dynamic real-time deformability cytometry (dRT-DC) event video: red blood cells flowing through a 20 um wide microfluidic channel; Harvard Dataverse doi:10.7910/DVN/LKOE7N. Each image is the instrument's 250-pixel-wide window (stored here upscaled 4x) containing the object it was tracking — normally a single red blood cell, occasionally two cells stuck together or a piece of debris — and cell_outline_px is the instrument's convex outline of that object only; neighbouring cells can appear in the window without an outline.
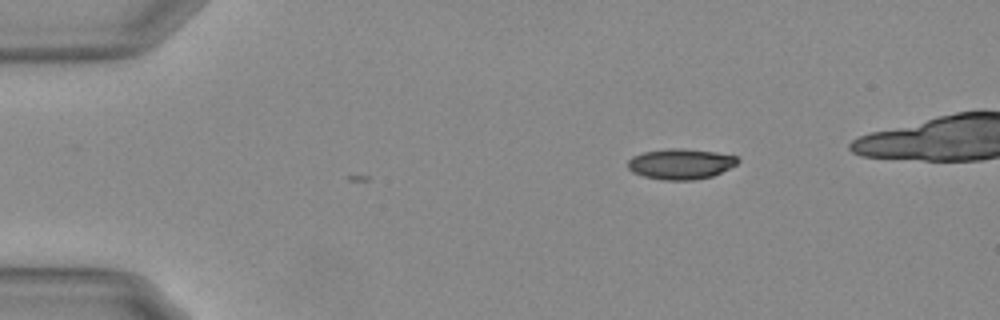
{"species": "Egyptian fruit bat (a non-hibernating species)", "species_latin": "Rousettus aegyptiacus", "temperature_condition": "warm", "stored_images_in_passage": 3, "camera_frame_rate_fps": 3000, "um_per_image_px": 0.085, "animal": {"sex": "female"}, "frame": {"image": 1, "passage_image": 1, "time_ms": 0.0, "image_size_px": [1000, 320], "cell_outline_px": [[740, 160], [736, 164], [712, 176], [696, 180], [664, 180], [644, 176], [632, 172], [628, 168], [628, 160], [632, 156], [644, 152], [668, 148], [684, 148], [716, 152], [736, 156]], "centroid_in_image_um": [57.84, 13.93], "position_along_channel_um": 27.2, "area_um2": 19.54}}